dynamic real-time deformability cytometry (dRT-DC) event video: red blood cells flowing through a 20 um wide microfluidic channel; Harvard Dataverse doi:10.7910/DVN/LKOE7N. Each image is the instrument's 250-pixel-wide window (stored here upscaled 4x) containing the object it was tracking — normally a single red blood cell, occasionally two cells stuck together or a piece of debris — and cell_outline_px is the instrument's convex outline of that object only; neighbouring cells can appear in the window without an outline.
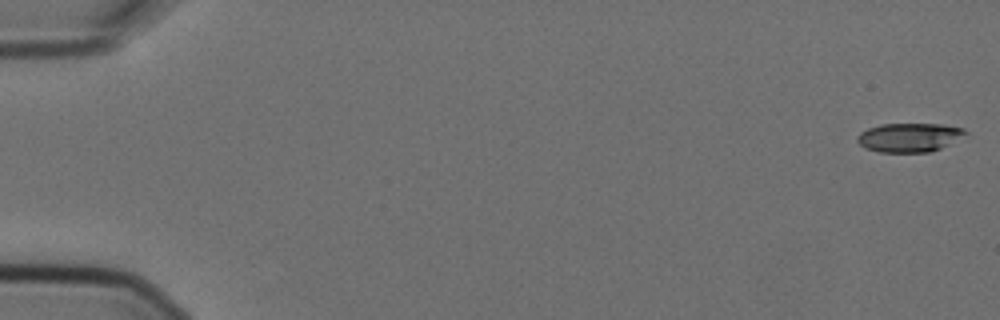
{"species": "Egyptian fruit bat (a non-hibernating species)", "species_latin": "Rousettus aegyptiacus", "temperature_condition": "cold", "stored_images_in_passage": 5, "segment_of_instrument_passage": [2, 2], "camera_frame_rate_fps": 3000, "um_per_image_px": 0.085, "animal": {"sex": "female"}, "frame": {"image": 1, "passage_image": 5, "time_ms": 1.333, "image_size_px": [1000, 320], "cell_outline_px": [[968, 132], [948, 144], [932, 152], [880, 152], [864, 148], [856, 140], [856, 136], [860, 132], [868, 128], [880, 124], [944, 124], [964, 128]], "centroid_in_image_um": [77.24, 11.67], "position_along_channel_um": 7.8, "area_um2": 18.21}}